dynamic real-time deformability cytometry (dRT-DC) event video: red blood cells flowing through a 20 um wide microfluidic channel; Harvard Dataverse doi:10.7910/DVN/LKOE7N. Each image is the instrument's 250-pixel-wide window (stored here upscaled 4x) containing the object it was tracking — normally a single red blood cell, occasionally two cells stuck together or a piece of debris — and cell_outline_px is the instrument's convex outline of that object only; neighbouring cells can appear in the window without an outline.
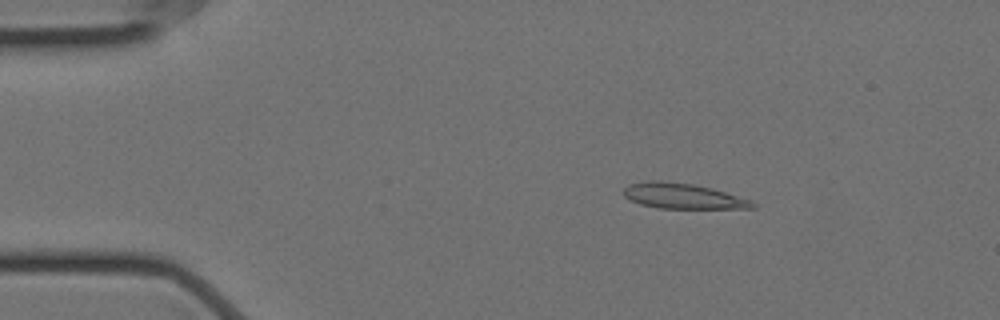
{"species": "Egyptian fruit bat (a non-hibernating species)", "species_latin": "Rousettus aegyptiacus", "temperature_condition": "cold", "stored_images_in_passage": 57, "camera_frame_rate_fps": 3000, "um_per_image_px": 0.085, "animal": {"sex": "female"}, "frame": {"image": 1, "passage_image": 9, "time_ms": 2.667, "image_size_px": [1000, 320], "cell_outline_px": [[756, 208], [660, 208], [640, 204], [624, 196], [624, 188], [628, 184], [652, 180], [660, 180], [692, 184], [712, 188], [752, 200], [756, 204]], "centroid_in_image_um": [58.06, 16.66], "position_along_channel_um": 26.9, "area_um2": 18.96}}
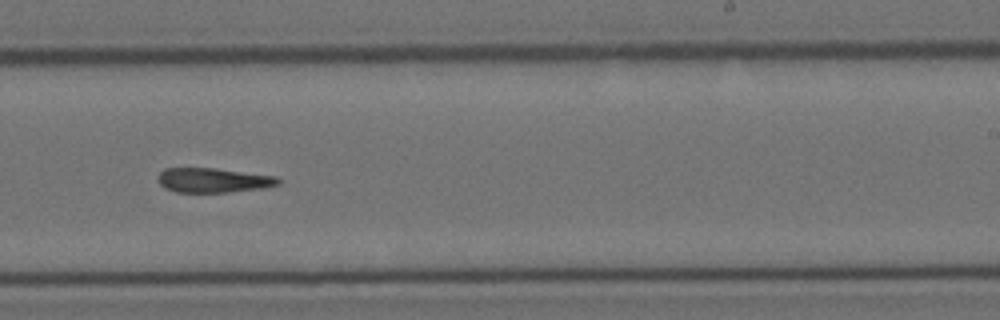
{"frame": {"image": 2, "passage_image": 35, "time_ms": 11.333, "image_size_px": [1000, 320], "cell_outline_px": [[280, 184], [264, 188], [228, 192], [176, 192], [164, 188], [160, 184], [156, 176], [164, 168], [216, 168], [276, 176], [280, 180]], "centroid_in_image_um": [18.11, 15.32], "position_along_channel_um": 270.9, "area_um2": 17.34}}
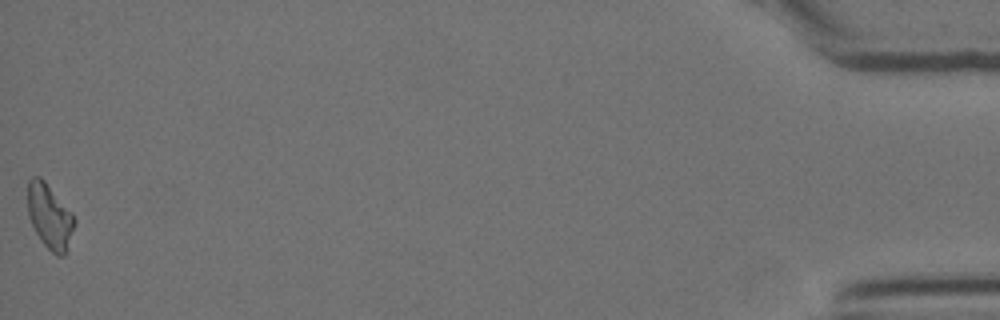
{"frame": {"image": 3, "passage_image": 57, "time_ms": 18.667, "image_size_px": [1000, 320], "cell_outline_px": [[76, 224], [64, 256], [56, 256], [44, 244], [36, 232], [28, 216], [28, 180], [32, 176], [40, 176], [44, 180], [72, 212], [76, 220]], "centroid_in_image_um": [4.24, 18.38], "position_along_channel_um": 431.0, "area_um2": 17.63}, "authors_computed_cell_mechanics": {"area_um2": 18.0336, "velocity_mm_per_s": 3.5136, "shape_relaxation_time_tau1_ms": null, "shape_relaxation_time_tau2_ms": 8.2833, "deformation_change_tau1": null, "deformation_change_tau2": 0.1792}}